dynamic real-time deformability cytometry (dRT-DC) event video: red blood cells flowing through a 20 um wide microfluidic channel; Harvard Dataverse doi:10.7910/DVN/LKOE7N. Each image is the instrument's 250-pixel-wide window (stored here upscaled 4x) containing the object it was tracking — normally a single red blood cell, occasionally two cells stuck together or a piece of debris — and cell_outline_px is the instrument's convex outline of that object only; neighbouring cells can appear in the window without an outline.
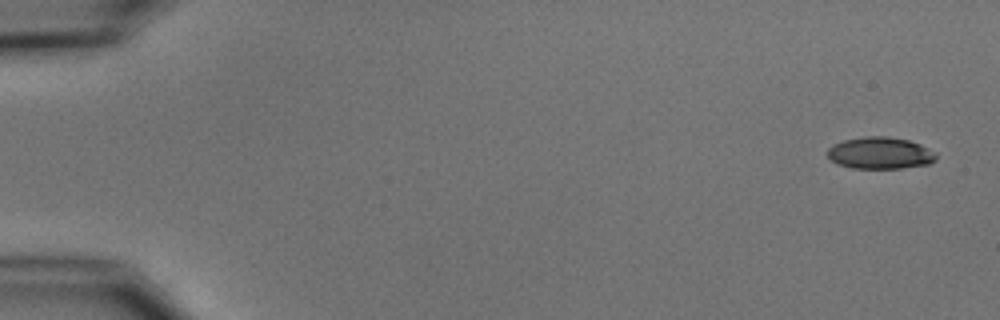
{"species": "common noctule bat (a hibernating species)", "species_latin": "Nyctalus noctula", "temperature_condition": "cold", "stored_images_in_passage": 9, "camera_frame_rate_fps": 3000, "um_per_image_px": 0.085, "animal": {"sex": "male", "body_mass_g": 15.6}, "frame": {"image": 1, "passage_image": 1, "time_ms": 0.0, "image_size_px": [1000, 320], "cell_outline_px": [[936, 160], [928, 164], [900, 168], [852, 168], [836, 164], [828, 156], [828, 148], [844, 140], [864, 136], [884, 136], [908, 140], [920, 144], [936, 152]], "centroid_in_image_um": [74.82, 13.01], "position_along_channel_um": 10.2, "area_um2": 20.06}}
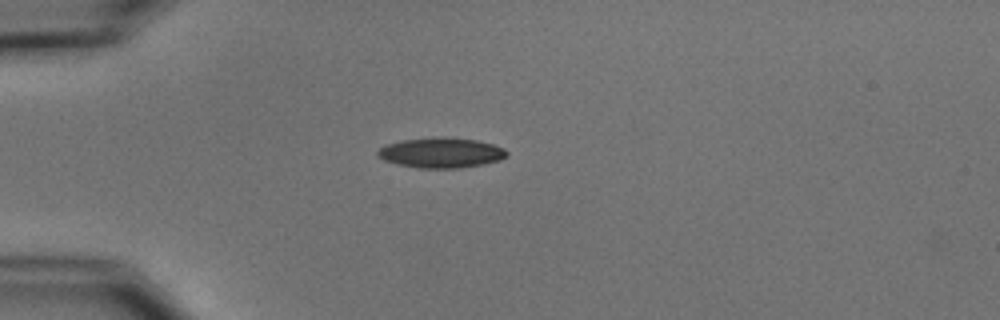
{"frame": {"image": 2, "passage_image": 4, "time_ms": 4.333, "image_size_px": [1000, 320], "cell_outline_px": [[508, 156], [500, 160], [484, 164], [460, 168], [420, 168], [400, 164], [384, 160], [376, 156], [376, 152], [380, 148], [388, 144], [400, 140], [440, 136], [476, 140], [492, 144], [504, 148], [508, 152]], "centroid_in_image_um": [37.51, 12.98], "position_along_channel_um": 47.5, "area_um2": 22.77}}
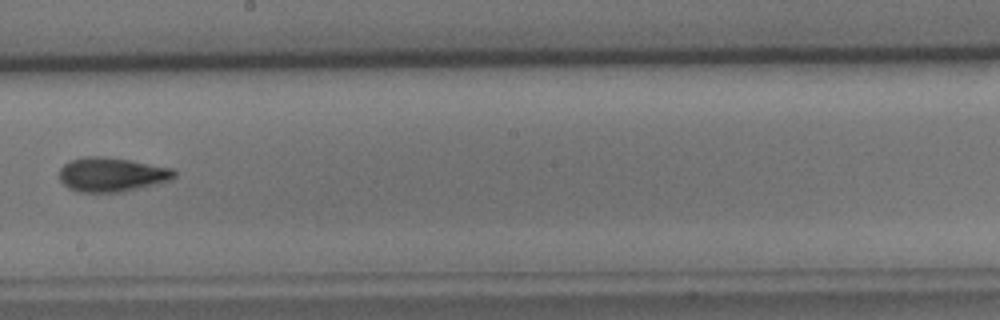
{"frame": {"image": 3, "passage_image": 9, "time_ms": 10.0, "image_size_px": [1000, 320], "cell_outline_px": [[176, 176], [168, 180], [120, 192], [80, 192], [68, 188], [60, 180], [60, 168], [68, 160], [84, 156], [100, 156], [128, 160], [172, 168], [176, 172]], "centroid_in_image_um": [9.43, 14.82], "position_along_channel_um": 238.8, "area_um2": 22.6}}